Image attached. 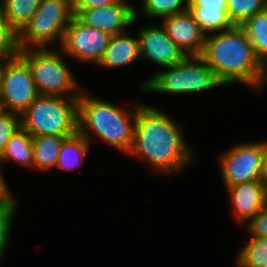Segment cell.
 <instances>
[{
    "label": "cell",
    "instance_id": "d6a6232c",
    "mask_svg": "<svg viewBox=\"0 0 267 267\" xmlns=\"http://www.w3.org/2000/svg\"><path fill=\"white\" fill-rule=\"evenodd\" d=\"M8 58H0V90H1V81H2V71L4 68V64Z\"/></svg>",
    "mask_w": 267,
    "mask_h": 267
},
{
    "label": "cell",
    "instance_id": "2e32d148",
    "mask_svg": "<svg viewBox=\"0 0 267 267\" xmlns=\"http://www.w3.org/2000/svg\"><path fill=\"white\" fill-rule=\"evenodd\" d=\"M13 162L21 167L34 168L33 162V137L24 129H20L7 142L4 152L0 157L2 163Z\"/></svg>",
    "mask_w": 267,
    "mask_h": 267
},
{
    "label": "cell",
    "instance_id": "5bb4252c",
    "mask_svg": "<svg viewBox=\"0 0 267 267\" xmlns=\"http://www.w3.org/2000/svg\"><path fill=\"white\" fill-rule=\"evenodd\" d=\"M238 224H247L267 204V182L256 180L226 188Z\"/></svg>",
    "mask_w": 267,
    "mask_h": 267
},
{
    "label": "cell",
    "instance_id": "f1b7e54d",
    "mask_svg": "<svg viewBox=\"0 0 267 267\" xmlns=\"http://www.w3.org/2000/svg\"><path fill=\"white\" fill-rule=\"evenodd\" d=\"M118 0H70V6L74 15L82 9L107 6L116 3Z\"/></svg>",
    "mask_w": 267,
    "mask_h": 267
},
{
    "label": "cell",
    "instance_id": "cb8c5ba5",
    "mask_svg": "<svg viewBox=\"0 0 267 267\" xmlns=\"http://www.w3.org/2000/svg\"><path fill=\"white\" fill-rule=\"evenodd\" d=\"M267 8V0H227V12L235 26Z\"/></svg>",
    "mask_w": 267,
    "mask_h": 267
},
{
    "label": "cell",
    "instance_id": "83f0119b",
    "mask_svg": "<svg viewBox=\"0 0 267 267\" xmlns=\"http://www.w3.org/2000/svg\"><path fill=\"white\" fill-rule=\"evenodd\" d=\"M248 235L267 238V204L246 224Z\"/></svg>",
    "mask_w": 267,
    "mask_h": 267
},
{
    "label": "cell",
    "instance_id": "6da1fadb",
    "mask_svg": "<svg viewBox=\"0 0 267 267\" xmlns=\"http://www.w3.org/2000/svg\"><path fill=\"white\" fill-rule=\"evenodd\" d=\"M179 125L160 108L139 103L134 142L128 155L146 161L161 174L182 171L194 156Z\"/></svg>",
    "mask_w": 267,
    "mask_h": 267
},
{
    "label": "cell",
    "instance_id": "d6986e66",
    "mask_svg": "<svg viewBox=\"0 0 267 267\" xmlns=\"http://www.w3.org/2000/svg\"><path fill=\"white\" fill-rule=\"evenodd\" d=\"M90 148V143L77 132L63 141L55 167L65 171L78 169Z\"/></svg>",
    "mask_w": 267,
    "mask_h": 267
},
{
    "label": "cell",
    "instance_id": "5b68a950",
    "mask_svg": "<svg viewBox=\"0 0 267 267\" xmlns=\"http://www.w3.org/2000/svg\"><path fill=\"white\" fill-rule=\"evenodd\" d=\"M140 85L143 92L195 94L224 86L200 56H187L182 62L164 67Z\"/></svg>",
    "mask_w": 267,
    "mask_h": 267
},
{
    "label": "cell",
    "instance_id": "ffe728a7",
    "mask_svg": "<svg viewBox=\"0 0 267 267\" xmlns=\"http://www.w3.org/2000/svg\"><path fill=\"white\" fill-rule=\"evenodd\" d=\"M240 27L252 42L257 58L267 68V8L246 20Z\"/></svg>",
    "mask_w": 267,
    "mask_h": 267
},
{
    "label": "cell",
    "instance_id": "30bf717a",
    "mask_svg": "<svg viewBox=\"0 0 267 267\" xmlns=\"http://www.w3.org/2000/svg\"><path fill=\"white\" fill-rule=\"evenodd\" d=\"M112 35L92 28L73 15L65 29L60 49L67 57L80 63L98 65L109 45Z\"/></svg>",
    "mask_w": 267,
    "mask_h": 267
},
{
    "label": "cell",
    "instance_id": "3957f363",
    "mask_svg": "<svg viewBox=\"0 0 267 267\" xmlns=\"http://www.w3.org/2000/svg\"><path fill=\"white\" fill-rule=\"evenodd\" d=\"M138 105L137 102L133 104L130 111L89 96L84 90L78 98V133L89 143L93 133L98 139L128 154L134 142Z\"/></svg>",
    "mask_w": 267,
    "mask_h": 267
},
{
    "label": "cell",
    "instance_id": "484cf974",
    "mask_svg": "<svg viewBox=\"0 0 267 267\" xmlns=\"http://www.w3.org/2000/svg\"><path fill=\"white\" fill-rule=\"evenodd\" d=\"M18 33L10 26L0 7V58H10L19 53Z\"/></svg>",
    "mask_w": 267,
    "mask_h": 267
},
{
    "label": "cell",
    "instance_id": "d4e9b609",
    "mask_svg": "<svg viewBox=\"0 0 267 267\" xmlns=\"http://www.w3.org/2000/svg\"><path fill=\"white\" fill-rule=\"evenodd\" d=\"M16 204V198L13 197L8 203L0 206V264L10 243L12 222L17 212Z\"/></svg>",
    "mask_w": 267,
    "mask_h": 267
},
{
    "label": "cell",
    "instance_id": "277c9868",
    "mask_svg": "<svg viewBox=\"0 0 267 267\" xmlns=\"http://www.w3.org/2000/svg\"><path fill=\"white\" fill-rule=\"evenodd\" d=\"M20 115L21 128L32 137L78 132V98L39 95Z\"/></svg>",
    "mask_w": 267,
    "mask_h": 267
},
{
    "label": "cell",
    "instance_id": "9a60e30c",
    "mask_svg": "<svg viewBox=\"0 0 267 267\" xmlns=\"http://www.w3.org/2000/svg\"><path fill=\"white\" fill-rule=\"evenodd\" d=\"M140 59V47L138 36L132 37L128 33L112 35L102 60L97 66L115 68L129 65Z\"/></svg>",
    "mask_w": 267,
    "mask_h": 267
},
{
    "label": "cell",
    "instance_id": "4dcf8cb0",
    "mask_svg": "<svg viewBox=\"0 0 267 267\" xmlns=\"http://www.w3.org/2000/svg\"><path fill=\"white\" fill-rule=\"evenodd\" d=\"M12 194L0 167V206L8 203L14 197Z\"/></svg>",
    "mask_w": 267,
    "mask_h": 267
},
{
    "label": "cell",
    "instance_id": "4fadbf2b",
    "mask_svg": "<svg viewBox=\"0 0 267 267\" xmlns=\"http://www.w3.org/2000/svg\"><path fill=\"white\" fill-rule=\"evenodd\" d=\"M161 24L167 35L187 56H200L202 54L206 34L201 30L189 10L165 17Z\"/></svg>",
    "mask_w": 267,
    "mask_h": 267
},
{
    "label": "cell",
    "instance_id": "9c48e42d",
    "mask_svg": "<svg viewBox=\"0 0 267 267\" xmlns=\"http://www.w3.org/2000/svg\"><path fill=\"white\" fill-rule=\"evenodd\" d=\"M226 188L263 177V141L235 144L219 156Z\"/></svg>",
    "mask_w": 267,
    "mask_h": 267
},
{
    "label": "cell",
    "instance_id": "44dd1931",
    "mask_svg": "<svg viewBox=\"0 0 267 267\" xmlns=\"http://www.w3.org/2000/svg\"><path fill=\"white\" fill-rule=\"evenodd\" d=\"M41 0H0V7L10 26L19 33L30 21Z\"/></svg>",
    "mask_w": 267,
    "mask_h": 267
},
{
    "label": "cell",
    "instance_id": "8fae6325",
    "mask_svg": "<svg viewBox=\"0 0 267 267\" xmlns=\"http://www.w3.org/2000/svg\"><path fill=\"white\" fill-rule=\"evenodd\" d=\"M151 25L139 28L137 34L140 59L163 68L182 62L187 57L186 53L167 35L162 24Z\"/></svg>",
    "mask_w": 267,
    "mask_h": 267
},
{
    "label": "cell",
    "instance_id": "52a82bcc",
    "mask_svg": "<svg viewBox=\"0 0 267 267\" xmlns=\"http://www.w3.org/2000/svg\"><path fill=\"white\" fill-rule=\"evenodd\" d=\"M73 15L70 0H41L30 21L18 33L19 49L46 48L56 40L61 46Z\"/></svg>",
    "mask_w": 267,
    "mask_h": 267
},
{
    "label": "cell",
    "instance_id": "7402d4cb",
    "mask_svg": "<svg viewBox=\"0 0 267 267\" xmlns=\"http://www.w3.org/2000/svg\"><path fill=\"white\" fill-rule=\"evenodd\" d=\"M236 258L237 267H267V238L250 236Z\"/></svg>",
    "mask_w": 267,
    "mask_h": 267
},
{
    "label": "cell",
    "instance_id": "1f68e13d",
    "mask_svg": "<svg viewBox=\"0 0 267 267\" xmlns=\"http://www.w3.org/2000/svg\"><path fill=\"white\" fill-rule=\"evenodd\" d=\"M263 177L267 182V140L263 141Z\"/></svg>",
    "mask_w": 267,
    "mask_h": 267
},
{
    "label": "cell",
    "instance_id": "603a6c76",
    "mask_svg": "<svg viewBox=\"0 0 267 267\" xmlns=\"http://www.w3.org/2000/svg\"><path fill=\"white\" fill-rule=\"evenodd\" d=\"M141 12L152 20L188 11L189 0H143Z\"/></svg>",
    "mask_w": 267,
    "mask_h": 267
},
{
    "label": "cell",
    "instance_id": "f546056e",
    "mask_svg": "<svg viewBox=\"0 0 267 267\" xmlns=\"http://www.w3.org/2000/svg\"><path fill=\"white\" fill-rule=\"evenodd\" d=\"M189 7L227 8V0H189Z\"/></svg>",
    "mask_w": 267,
    "mask_h": 267
},
{
    "label": "cell",
    "instance_id": "ba28073f",
    "mask_svg": "<svg viewBox=\"0 0 267 267\" xmlns=\"http://www.w3.org/2000/svg\"><path fill=\"white\" fill-rule=\"evenodd\" d=\"M39 96L27 61L18 53L2 71L0 110L21 114Z\"/></svg>",
    "mask_w": 267,
    "mask_h": 267
},
{
    "label": "cell",
    "instance_id": "7c38bea8",
    "mask_svg": "<svg viewBox=\"0 0 267 267\" xmlns=\"http://www.w3.org/2000/svg\"><path fill=\"white\" fill-rule=\"evenodd\" d=\"M76 16L87 26L111 35L125 32L140 17L139 11L125 0H118L107 6L82 9Z\"/></svg>",
    "mask_w": 267,
    "mask_h": 267
},
{
    "label": "cell",
    "instance_id": "ac0fdd59",
    "mask_svg": "<svg viewBox=\"0 0 267 267\" xmlns=\"http://www.w3.org/2000/svg\"><path fill=\"white\" fill-rule=\"evenodd\" d=\"M188 10L206 35L235 27L226 8L188 7Z\"/></svg>",
    "mask_w": 267,
    "mask_h": 267
},
{
    "label": "cell",
    "instance_id": "e0dca14e",
    "mask_svg": "<svg viewBox=\"0 0 267 267\" xmlns=\"http://www.w3.org/2000/svg\"><path fill=\"white\" fill-rule=\"evenodd\" d=\"M68 137L37 136L33 137V162L34 169L49 171L54 169L61 145Z\"/></svg>",
    "mask_w": 267,
    "mask_h": 267
},
{
    "label": "cell",
    "instance_id": "7a4b0ae2",
    "mask_svg": "<svg viewBox=\"0 0 267 267\" xmlns=\"http://www.w3.org/2000/svg\"><path fill=\"white\" fill-rule=\"evenodd\" d=\"M200 57L223 85L244 84L257 92L267 85V68L257 58L252 42L240 26L206 35Z\"/></svg>",
    "mask_w": 267,
    "mask_h": 267
},
{
    "label": "cell",
    "instance_id": "8992f818",
    "mask_svg": "<svg viewBox=\"0 0 267 267\" xmlns=\"http://www.w3.org/2000/svg\"><path fill=\"white\" fill-rule=\"evenodd\" d=\"M62 50L50 48L20 49L27 61L39 95L79 98L84 89L63 59Z\"/></svg>",
    "mask_w": 267,
    "mask_h": 267
},
{
    "label": "cell",
    "instance_id": "4316f807",
    "mask_svg": "<svg viewBox=\"0 0 267 267\" xmlns=\"http://www.w3.org/2000/svg\"><path fill=\"white\" fill-rule=\"evenodd\" d=\"M21 129V115L16 112L0 110V157L7 142Z\"/></svg>",
    "mask_w": 267,
    "mask_h": 267
}]
</instances>
